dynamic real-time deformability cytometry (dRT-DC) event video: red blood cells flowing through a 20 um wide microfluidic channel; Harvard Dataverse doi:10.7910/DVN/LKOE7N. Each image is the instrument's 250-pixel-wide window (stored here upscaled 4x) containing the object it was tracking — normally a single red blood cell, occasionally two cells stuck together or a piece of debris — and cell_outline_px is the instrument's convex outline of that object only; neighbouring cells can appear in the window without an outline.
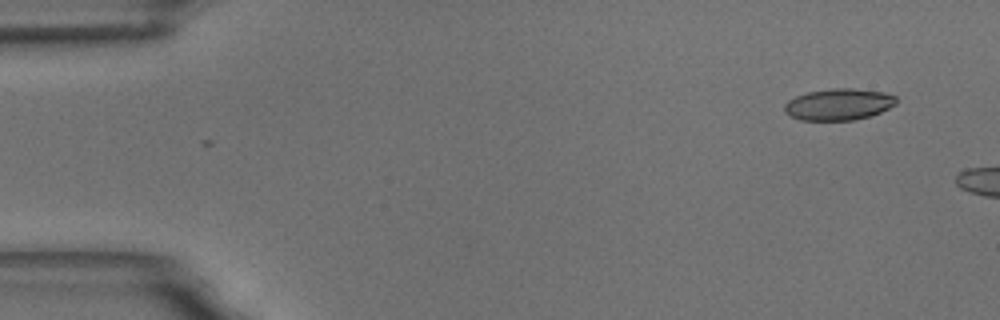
{"species": "common noctule bat (a hibernating species)", "species_latin": "Nyctalus noctula", "temperature_condition": "room temperature", "stored_images_in_passage": 5, "camera_frame_rate_fps": 3000, "um_per_image_px": 0.085, "animal": {"sex": "male", "body_mass_g": 18.8}, "frame": {"image": 1, "passage_image": 1, "time_ms": 0.0, "image_size_px": [1000, 320], "cell_outline_px": [[896, 104], [880, 112], [868, 116], [852, 120], [800, 120], [784, 112], [784, 104], [788, 100], [796, 96], [808, 92], [832, 88], [852, 88], [884, 92], [896, 96]], "centroid_in_image_um": [71.27, 8.86], "position_along_channel_um": 13.7, "area_um2": 20.46}}